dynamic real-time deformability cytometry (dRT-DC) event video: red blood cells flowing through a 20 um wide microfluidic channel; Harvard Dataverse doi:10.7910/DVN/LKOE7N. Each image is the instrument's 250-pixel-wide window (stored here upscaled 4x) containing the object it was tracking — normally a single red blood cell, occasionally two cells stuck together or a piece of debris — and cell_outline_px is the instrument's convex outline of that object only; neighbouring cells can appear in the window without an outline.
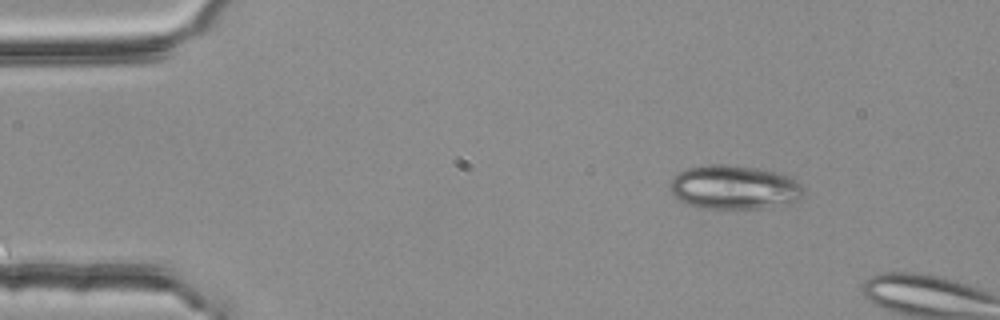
{"species": "common noctule bat (a hibernating species)", "species_latin": "Nyctalus noctula", "temperature_condition": "room temperature", "stored_images_in_passage": 5, "camera_frame_rate_fps": 3000, "um_per_image_px": 0.085, "animal": {"sex": "female", "body_mass_g": 25.1}, "frame": {"image": 1, "passage_image": 1, "time_ms": 0.0, "image_size_px": [1000, 320], "cell_outline_px": [[804, 192], [800, 200], [792, 204], [760, 208], [704, 208], [684, 204], [672, 192], [672, 180], [680, 172], [688, 168], [708, 164], [724, 164], [752, 168], [776, 172], [788, 176], [796, 180], [804, 188]], "centroid_in_image_um": [62.47, 15.94], "position_along_channel_um": 22.5, "area_um2": 34.04}}